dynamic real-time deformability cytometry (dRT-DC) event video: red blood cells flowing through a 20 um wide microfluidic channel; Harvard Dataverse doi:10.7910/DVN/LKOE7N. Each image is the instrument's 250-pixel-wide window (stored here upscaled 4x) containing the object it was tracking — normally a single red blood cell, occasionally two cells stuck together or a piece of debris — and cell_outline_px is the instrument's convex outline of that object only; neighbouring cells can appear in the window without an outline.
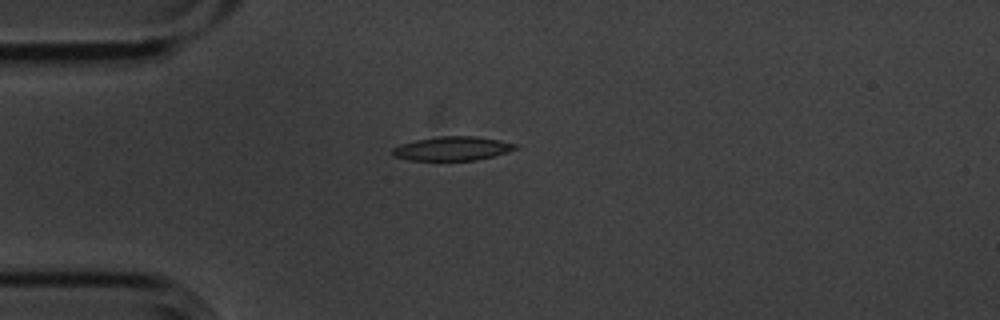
{"species": "common noctule bat (a hibernating species)", "species_latin": "Nyctalus noctula", "temperature_condition": "cold", "stored_images_in_passage": 1, "camera_frame_rate_fps": 3000, "um_per_image_px": 0.085, "animal": {"sex": "male", "body_mass_g": 20.1, "forearm_length_mm": 53.5}, "frame": {"image": 1, "passage_image": 1, "time_ms": 0.0, "image_size_px": [1000, 320], "cell_outline_px": [[520, 148], [508, 152], [476, 160], [408, 160], [392, 156], [392, 148], [400, 144], [416, 140], [440, 136], [476, 136], [500, 140], [520, 144]], "centroid_in_image_um": [38.49, 12.62], "position_along_channel_um": 46.5, "area_um2": 17.34}}